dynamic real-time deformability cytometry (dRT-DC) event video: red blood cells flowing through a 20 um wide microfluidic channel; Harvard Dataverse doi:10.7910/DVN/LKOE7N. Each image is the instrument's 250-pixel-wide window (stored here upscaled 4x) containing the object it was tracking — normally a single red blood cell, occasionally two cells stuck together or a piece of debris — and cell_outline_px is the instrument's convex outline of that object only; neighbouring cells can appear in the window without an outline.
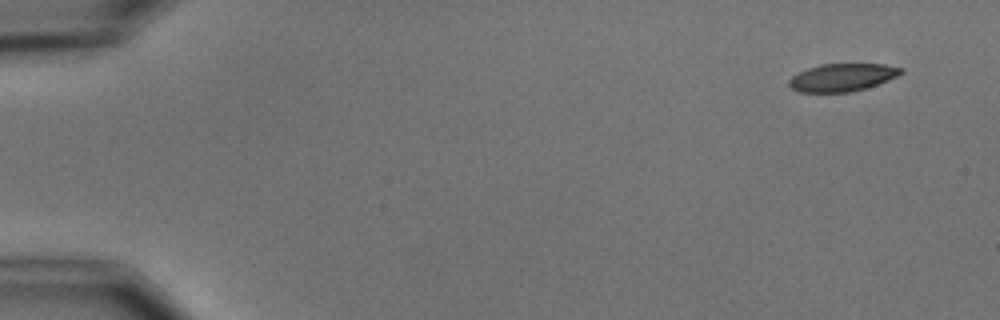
{"species": "common noctule bat (a hibernating species)", "species_latin": "Nyctalus noctula", "temperature_condition": "cold", "stored_images_in_passage": 5, "camera_frame_rate_fps": 3000, "um_per_image_px": 0.085, "animal": {"sex": "male", "body_mass_g": 15.6}, "frame": {"image": 1, "passage_image": 1, "time_ms": 0.0, "image_size_px": [1000, 320], "cell_outline_px": [[904, 72], [888, 80], [864, 88], [848, 92], [800, 92], [792, 88], [788, 84], [788, 80], [792, 76], [808, 68], [820, 64], [884, 64], [904, 68]], "centroid_in_image_um": [71.59, 6.57], "position_along_channel_um": 13.4, "area_um2": 17.92}}
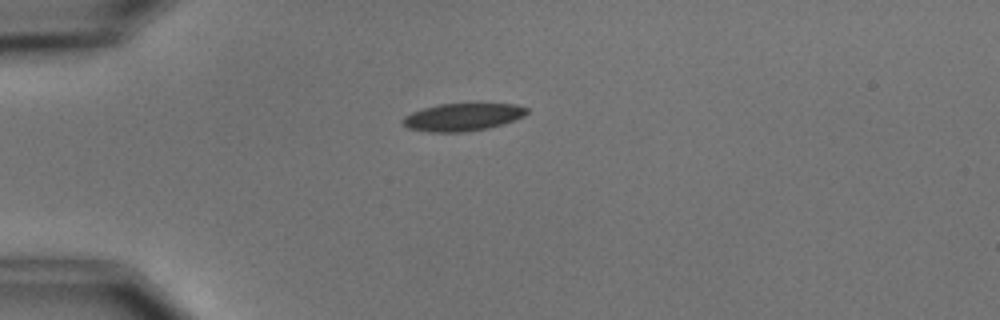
{"frame": {"image": 2, "passage_image": 4, "time_ms": 3.667, "image_size_px": [1000, 320], "cell_outline_px": [[528, 112], [524, 116], [488, 128], [464, 132], [432, 132], [408, 128], [400, 120], [404, 116], [412, 112], [424, 108], [440, 104], [516, 104], [528, 108]], "centroid_in_image_um": [39.3, 9.95], "position_along_channel_um": 45.7, "area_um2": 19.71}}